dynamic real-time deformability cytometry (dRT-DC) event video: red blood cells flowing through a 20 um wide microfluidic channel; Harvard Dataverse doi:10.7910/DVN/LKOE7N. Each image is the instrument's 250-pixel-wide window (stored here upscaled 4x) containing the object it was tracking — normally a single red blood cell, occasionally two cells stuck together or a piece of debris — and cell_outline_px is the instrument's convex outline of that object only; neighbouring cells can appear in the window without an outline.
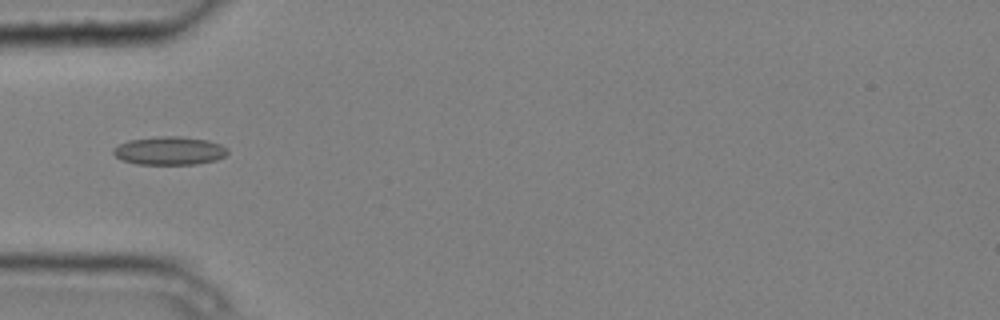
{"species": "common noctule bat (a hibernating species)", "species_latin": "Nyctalus noctula", "temperature_condition": "cold", "stored_images_in_passage": 5, "camera_frame_rate_fps": 3000, "um_per_image_px": 0.085, "animal": {"sex": "male", "body_mass_g": 20.4}, "frame": {"image": 1, "passage_image": 5, "time_ms": 1.333, "image_size_px": [1000, 320], "cell_outline_px": [[228, 152], [224, 156], [216, 160], [196, 164], [136, 164], [120, 160], [112, 152], [112, 148], [128, 140], [156, 136], [180, 136], [208, 140], [220, 144], [228, 148]], "centroid_in_image_um": [14.38, 12.81], "position_along_channel_um": 70.6, "area_um2": 19.02}}